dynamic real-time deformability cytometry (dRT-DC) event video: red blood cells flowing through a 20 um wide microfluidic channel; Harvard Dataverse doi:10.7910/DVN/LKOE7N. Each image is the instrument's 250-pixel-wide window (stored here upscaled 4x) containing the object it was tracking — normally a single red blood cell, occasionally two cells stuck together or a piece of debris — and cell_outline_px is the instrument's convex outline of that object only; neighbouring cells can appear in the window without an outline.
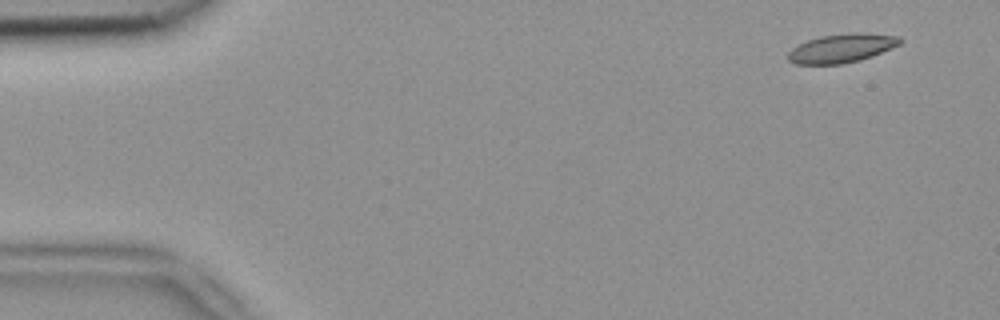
{"species": "common noctule bat (a hibernating species)", "species_latin": "Nyctalus noctula", "temperature_condition": "room temperature", "stored_images_in_passage": 6, "camera_frame_rate_fps": 3000, "um_per_image_px": 0.085, "animal": {"sex": "female", "body_mass_g": 18.4}, "frame": {"image": 1, "passage_image": 1, "time_ms": 0.0, "image_size_px": [1000, 320], "cell_outline_px": [[904, 40], [900, 44], [872, 56], [860, 60], [840, 64], [796, 64], [788, 60], [788, 52], [792, 48], [808, 40], [820, 36], [856, 32], [900, 36]], "centroid_in_image_um": [71.56, 4.09], "position_along_channel_um": 13.4, "area_um2": 18.67}}
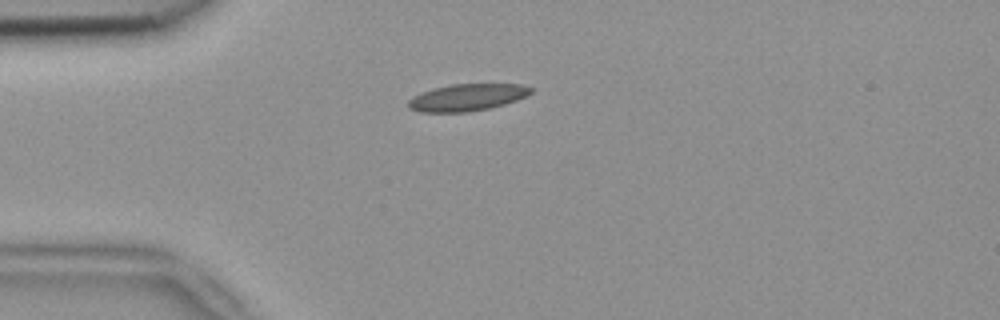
{"frame": {"image": 2, "passage_image": 4, "time_ms": 1.0, "image_size_px": [1000, 320], "cell_outline_px": [[532, 92], [516, 100], [504, 104], [488, 108], [468, 112], [420, 112], [408, 108], [408, 100], [412, 96], [420, 92], [432, 88], [452, 84], [520, 84], [532, 88]], "centroid_in_image_um": [39.64, 8.28], "position_along_channel_um": 45.4, "area_um2": 19.25}}